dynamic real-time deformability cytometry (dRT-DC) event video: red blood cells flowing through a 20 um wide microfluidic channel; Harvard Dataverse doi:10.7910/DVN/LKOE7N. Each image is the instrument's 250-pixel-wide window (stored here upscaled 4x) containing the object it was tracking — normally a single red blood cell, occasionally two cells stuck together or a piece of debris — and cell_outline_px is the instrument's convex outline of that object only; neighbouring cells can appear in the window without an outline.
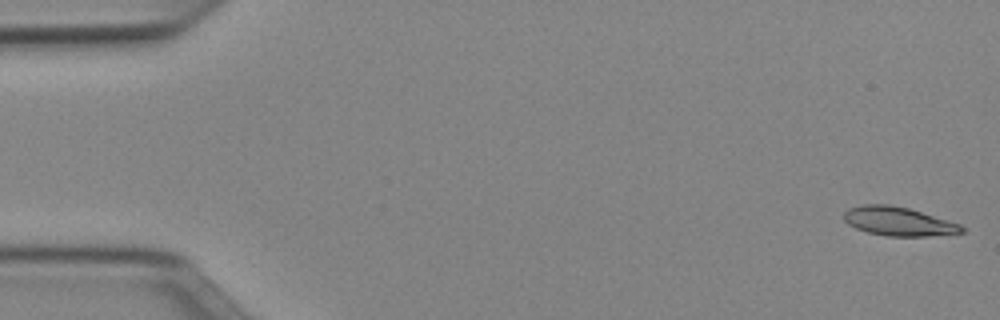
{"species": "Egyptian fruit bat (a non-hibernating species)", "species_latin": "Rousettus aegyptiacus", "temperature_condition": "cold", "stored_images_in_passage": 15, "camera_frame_rate_fps": 3000, "um_per_image_px": 0.085, "animal": {"sex": "female"}, "frame": {"image": 1, "passage_image": 1, "time_ms": 0.0, "image_size_px": [1000, 320], "cell_outline_px": [[964, 232], [928, 236], [888, 236], [868, 232], [856, 228], [848, 224], [844, 220], [844, 212], [848, 208], [864, 204], [888, 204], [908, 208], [960, 224], [964, 228]], "centroid_in_image_um": [76.34, 18.81], "position_along_channel_um": 8.7, "area_um2": 19.59}}
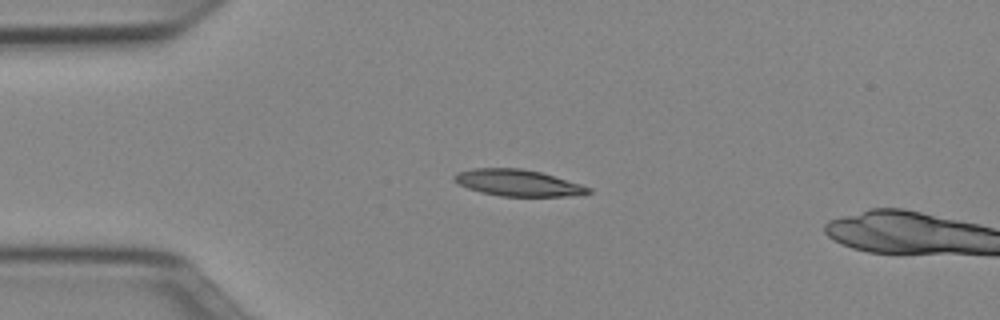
{"frame": {"image": 2, "passage_image": 12, "time_ms": 3.667, "image_size_px": [1000, 320], "cell_outline_px": [[592, 192], [584, 196], [500, 196], [480, 192], [468, 188], [452, 180], [452, 176], [456, 172], [472, 168], [524, 168], [540, 172], [580, 184], [592, 188]], "centroid_in_image_um": [44.03, 15.54], "position_along_channel_um": 41.0, "area_um2": 20.92}}